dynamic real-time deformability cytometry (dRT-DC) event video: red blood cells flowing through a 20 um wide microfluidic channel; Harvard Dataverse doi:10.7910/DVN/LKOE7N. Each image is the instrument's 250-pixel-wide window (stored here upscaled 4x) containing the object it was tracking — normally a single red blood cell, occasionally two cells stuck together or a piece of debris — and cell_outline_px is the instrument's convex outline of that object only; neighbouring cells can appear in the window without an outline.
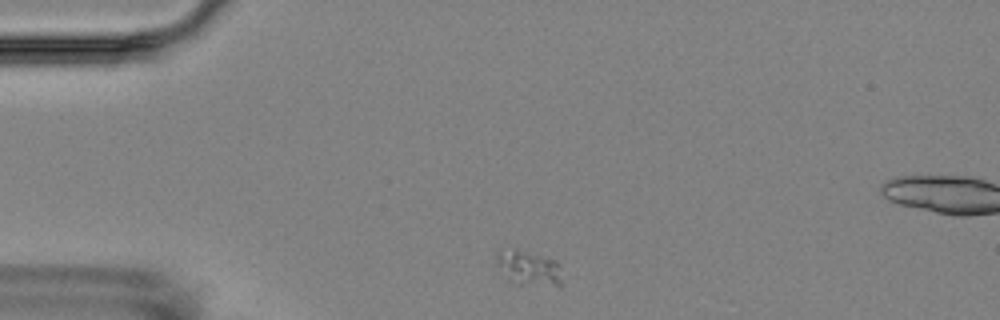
{"species": "Egyptian fruit bat (a non-hibernating species)", "species_latin": "Rousettus aegyptiacus", "temperature_condition": "room temperature", "stored_images_in_passage": 12, "camera_frame_rate_fps": 3000, "um_per_image_px": 0.085, "animal": {"sex": "female"}, "frame": {"image": 1, "passage_image": 1, "time_ms": 0.0, "image_size_px": [1000, 320], "cell_outline_px": [[560, 284], [524, 284], [496, 264], [496, 252], [500, 248], [516, 248], [556, 260], [560, 280]], "centroid_in_image_um": [44.9, 22.65], "position_along_channel_um": 40.1, "area_um2": 12.2}}
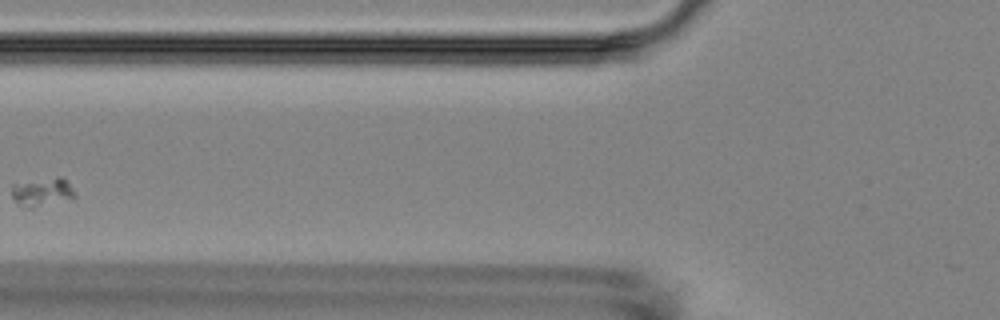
{"frame": {"image": 2, "passage_image": 3, "time_ms": 3.333, "image_size_px": [1000, 320], "cell_outline_px": [[76, 196], [72, 200], [32, 208], [28, 208], [16, 204], [12, 200], [12, 184], [56, 176], [60, 176], [76, 192]], "centroid_in_image_um": [3.59, 16.35], "position_along_channel_um": 122.2, "area_um2": 10.81}}